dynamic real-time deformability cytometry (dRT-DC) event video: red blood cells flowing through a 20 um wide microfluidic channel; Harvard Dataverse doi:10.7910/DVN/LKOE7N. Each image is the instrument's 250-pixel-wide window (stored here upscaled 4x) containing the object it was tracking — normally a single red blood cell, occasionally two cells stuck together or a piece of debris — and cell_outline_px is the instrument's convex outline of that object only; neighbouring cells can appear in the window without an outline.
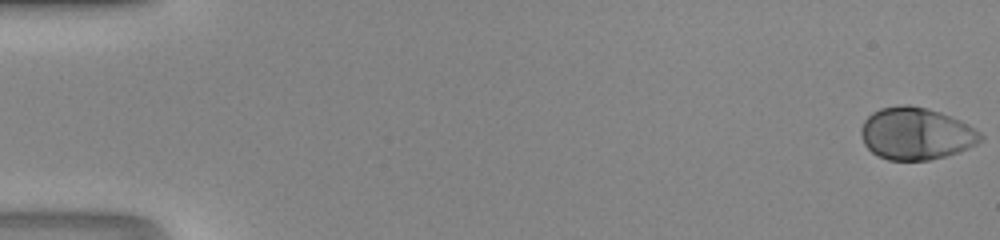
{"species": "human", "species_latin": "Homo sapiens", "temperature_condition": "room temperature", "stored_images_in_passage": 48, "camera_frame_rate_fps": 3000, "um_per_image_px": 0.085, "donor": {"sex": "male"}, "frame": {"image": 1, "passage_image": 1, "time_ms": 0.0, "image_size_px": [1000, 240], "cell_outline_px": [[984, 140], [968, 148], [944, 156], [928, 160], [888, 160], [872, 152], [864, 144], [860, 132], [860, 128], [864, 120], [872, 112], [880, 108], [904, 104], [908, 104], [928, 108], [940, 112], [960, 120], [968, 124], [980, 132], [984, 136]], "centroid_in_image_um": [77.86, 11.34], "position_along_channel_um": 7.1, "area_um2": 36.41}}
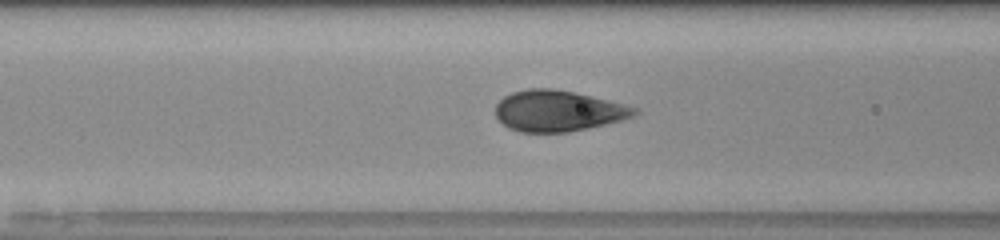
{"frame": {"image": 2, "passage_image": 21, "time_ms": 6.667, "image_size_px": [1000, 240], "cell_outline_px": [[640, 112], [636, 116], [624, 120], [588, 128], [568, 132], [520, 132], [508, 128], [496, 116], [496, 104], [504, 96], [512, 92], [528, 88], [552, 88], [572, 92], [608, 100], [624, 104], [636, 108]], "centroid_in_image_um": [47.45, 9.43], "position_along_channel_um": 119.2, "area_um2": 33.18}}
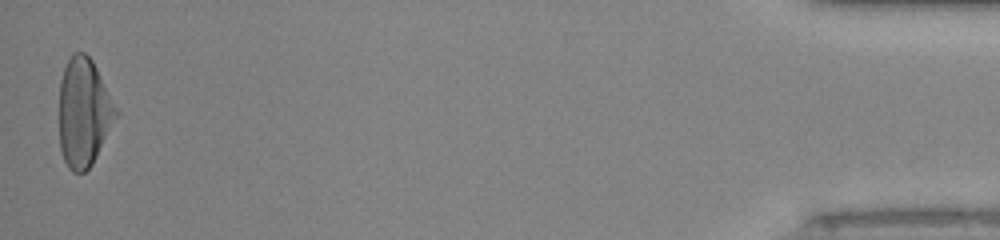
{"frame": {"image": 3, "passage_image": 48, "time_ms": 15.667, "image_size_px": [1000, 240], "cell_outline_px": [[120, 112], [92, 164], [84, 172], [72, 172], [68, 168], [64, 160], [60, 148], [60, 80], [64, 68], [72, 52], [84, 52], [92, 60]], "centroid_in_image_um": [7.13, 9.55], "position_along_channel_um": 428.1, "area_um2": 35.89}}